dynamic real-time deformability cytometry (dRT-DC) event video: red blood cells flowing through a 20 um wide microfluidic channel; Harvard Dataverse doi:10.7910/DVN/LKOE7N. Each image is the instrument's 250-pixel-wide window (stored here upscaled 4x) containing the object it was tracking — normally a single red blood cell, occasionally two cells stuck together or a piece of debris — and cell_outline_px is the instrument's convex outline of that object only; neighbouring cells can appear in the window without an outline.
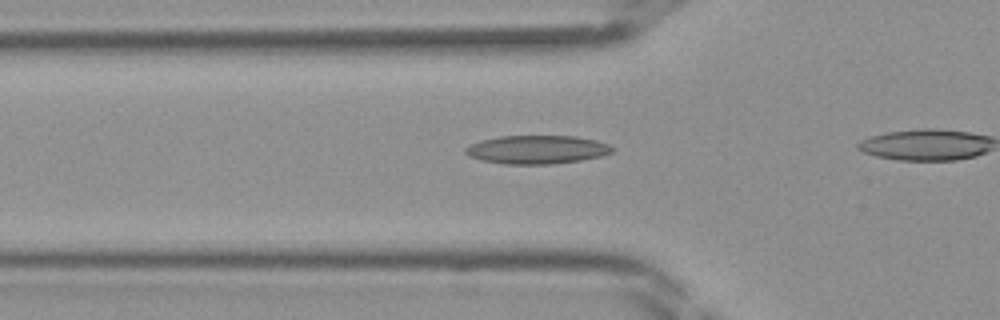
{"species": "Egyptian fruit bat (a non-hibernating species)", "species_latin": "Rousettus aegyptiacus", "temperature_condition": "room temperature", "stored_images_in_passage": 16, "camera_frame_rate_fps": 3000, "um_per_image_px": 0.085, "frame": {"image": 1, "passage_image": 12, "time_ms": 3.667, "image_size_px": [1000, 320], "cell_outline_px": [[616, 148], [612, 152], [604, 156], [580, 160], [552, 164], [504, 164], [480, 160], [468, 156], [464, 152], [464, 148], [480, 140], [500, 136], [576, 136], [596, 140], [608, 144]], "centroid_in_image_um": [45.65, 12.72], "position_along_channel_um": 80.2, "area_um2": 24.57}}